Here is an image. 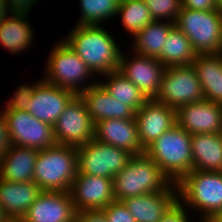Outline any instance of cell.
<instances>
[{"instance_id":"obj_1","label":"cell","mask_w":222,"mask_h":222,"mask_svg":"<svg viewBox=\"0 0 222 222\" xmlns=\"http://www.w3.org/2000/svg\"><path fill=\"white\" fill-rule=\"evenodd\" d=\"M63 40L94 74L118 70L122 51L102 25H75Z\"/></svg>"},{"instance_id":"obj_2","label":"cell","mask_w":222,"mask_h":222,"mask_svg":"<svg viewBox=\"0 0 222 222\" xmlns=\"http://www.w3.org/2000/svg\"><path fill=\"white\" fill-rule=\"evenodd\" d=\"M145 154L171 183L177 184L193 170L191 134L177 124L149 145Z\"/></svg>"},{"instance_id":"obj_3","label":"cell","mask_w":222,"mask_h":222,"mask_svg":"<svg viewBox=\"0 0 222 222\" xmlns=\"http://www.w3.org/2000/svg\"><path fill=\"white\" fill-rule=\"evenodd\" d=\"M177 188L178 201L198 212L201 222L211 221L222 210V172L192 170Z\"/></svg>"},{"instance_id":"obj_4","label":"cell","mask_w":222,"mask_h":222,"mask_svg":"<svg viewBox=\"0 0 222 222\" xmlns=\"http://www.w3.org/2000/svg\"><path fill=\"white\" fill-rule=\"evenodd\" d=\"M78 173L77 147L56 144L39 150L34 183L41 191L69 192Z\"/></svg>"},{"instance_id":"obj_5","label":"cell","mask_w":222,"mask_h":222,"mask_svg":"<svg viewBox=\"0 0 222 222\" xmlns=\"http://www.w3.org/2000/svg\"><path fill=\"white\" fill-rule=\"evenodd\" d=\"M171 181L145 153L133 155L125 167L113 177L115 201L122 202L151 192H162Z\"/></svg>"},{"instance_id":"obj_6","label":"cell","mask_w":222,"mask_h":222,"mask_svg":"<svg viewBox=\"0 0 222 222\" xmlns=\"http://www.w3.org/2000/svg\"><path fill=\"white\" fill-rule=\"evenodd\" d=\"M49 54L43 77L47 83L80 95L98 82H89L95 74L64 40L55 43Z\"/></svg>"},{"instance_id":"obj_7","label":"cell","mask_w":222,"mask_h":222,"mask_svg":"<svg viewBox=\"0 0 222 222\" xmlns=\"http://www.w3.org/2000/svg\"><path fill=\"white\" fill-rule=\"evenodd\" d=\"M174 25L188 37L197 54L222 53V8H181Z\"/></svg>"},{"instance_id":"obj_8","label":"cell","mask_w":222,"mask_h":222,"mask_svg":"<svg viewBox=\"0 0 222 222\" xmlns=\"http://www.w3.org/2000/svg\"><path fill=\"white\" fill-rule=\"evenodd\" d=\"M203 99L201 83L193 65L165 67L156 101L176 110Z\"/></svg>"},{"instance_id":"obj_9","label":"cell","mask_w":222,"mask_h":222,"mask_svg":"<svg viewBox=\"0 0 222 222\" xmlns=\"http://www.w3.org/2000/svg\"><path fill=\"white\" fill-rule=\"evenodd\" d=\"M78 172L83 175L112 178L133 156L127 150L92 139L77 147Z\"/></svg>"},{"instance_id":"obj_10","label":"cell","mask_w":222,"mask_h":222,"mask_svg":"<svg viewBox=\"0 0 222 222\" xmlns=\"http://www.w3.org/2000/svg\"><path fill=\"white\" fill-rule=\"evenodd\" d=\"M8 127L11 144L42 150L57 144L53 126L28 111L0 110Z\"/></svg>"},{"instance_id":"obj_11","label":"cell","mask_w":222,"mask_h":222,"mask_svg":"<svg viewBox=\"0 0 222 222\" xmlns=\"http://www.w3.org/2000/svg\"><path fill=\"white\" fill-rule=\"evenodd\" d=\"M95 124L80 95H76L53 125L57 144L79 147L94 138Z\"/></svg>"},{"instance_id":"obj_12","label":"cell","mask_w":222,"mask_h":222,"mask_svg":"<svg viewBox=\"0 0 222 222\" xmlns=\"http://www.w3.org/2000/svg\"><path fill=\"white\" fill-rule=\"evenodd\" d=\"M69 192L76 212L102 210L115 201L112 178L78 172Z\"/></svg>"},{"instance_id":"obj_13","label":"cell","mask_w":222,"mask_h":222,"mask_svg":"<svg viewBox=\"0 0 222 222\" xmlns=\"http://www.w3.org/2000/svg\"><path fill=\"white\" fill-rule=\"evenodd\" d=\"M128 59L122 52L118 71L136 85L147 99L157 96L165 66L156 58L139 55L135 52Z\"/></svg>"},{"instance_id":"obj_14","label":"cell","mask_w":222,"mask_h":222,"mask_svg":"<svg viewBox=\"0 0 222 222\" xmlns=\"http://www.w3.org/2000/svg\"><path fill=\"white\" fill-rule=\"evenodd\" d=\"M135 120L139 140L145 150L163 133L176 125V110L155 99H148L135 112Z\"/></svg>"},{"instance_id":"obj_15","label":"cell","mask_w":222,"mask_h":222,"mask_svg":"<svg viewBox=\"0 0 222 222\" xmlns=\"http://www.w3.org/2000/svg\"><path fill=\"white\" fill-rule=\"evenodd\" d=\"M176 124L189 134L222 133V105L203 99L176 109Z\"/></svg>"},{"instance_id":"obj_16","label":"cell","mask_w":222,"mask_h":222,"mask_svg":"<svg viewBox=\"0 0 222 222\" xmlns=\"http://www.w3.org/2000/svg\"><path fill=\"white\" fill-rule=\"evenodd\" d=\"M23 222H76L70 192L41 191L22 217Z\"/></svg>"},{"instance_id":"obj_17","label":"cell","mask_w":222,"mask_h":222,"mask_svg":"<svg viewBox=\"0 0 222 222\" xmlns=\"http://www.w3.org/2000/svg\"><path fill=\"white\" fill-rule=\"evenodd\" d=\"M75 96L74 92L41 79L33 89L27 111L36 119L53 126Z\"/></svg>"},{"instance_id":"obj_18","label":"cell","mask_w":222,"mask_h":222,"mask_svg":"<svg viewBox=\"0 0 222 222\" xmlns=\"http://www.w3.org/2000/svg\"><path fill=\"white\" fill-rule=\"evenodd\" d=\"M178 188L171 183L162 192H151L129 197L122 202L136 222H159L167 211L178 201Z\"/></svg>"},{"instance_id":"obj_19","label":"cell","mask_w":222,"mask_h":222,"mask_svg":"<svg viewBox=\"0 0 222 222\" xmlns=\"http://www.w3.org/2000/svg\"><path fill=\"white\" fill-rule=\"evenodd\" d=\"M94 139L127 150L132 155L144 154L135 117L133 119H106L95 123Z\"/></svg>"},{"instance_id":"obj_20","label":"cell","mask_w":222,"mask_h":222,"mask_svg":"<svg viewBox=\"0 0 222 222\" xmlns=\"http://www.w3.org/2000/svg\"><path fill=\"white\" fill-rule=\"evenodd\" d=\"M80 96L94 124L106 119L135 117V112L128 105L115 100L99 82L82 92Z\"/></svg>"},{"instance_id":"obj_21","label":"cell","mask_w":222,"mask_h":222,"mask_svg":"<svg viewBox=\"0 0 222 222\" xmlns=\"http://www.w3.org/2000/svg\"><path fill=\"white\" fill-rule=\"evenodd\" d=\"M39 150L11 144L0 159V179L9 182H34V168Z\"/></svg>"},{"instance_id":"obj_22","label":"cell","mask_w":222,"mask_h":222,"mask_svg":"<svg viewBox=\"0 0 222 222\" xmlns=\"http://www.w3.org/2000/svg\"><path fill=\"white\" fill-rule=\"evenodd\" d=\"M41 190L34 182L0 179V205L8 218H22Z\"/></svg>"},{"instance_id":"obj_23","label":"cell","mask_w":222,"mask_h":222,"mask_svg":"<svg viewBox=\"0 0 222 222\" xmlns=\"http://www.w3.org/2000/svg\"><path fill=\"white\" fill-rule=\"evenodd\" d=\"M192 65L204 99L222 105V53L197 54Z\"/></svg>"},{"instance_id":"obj_24","label":"cell","mask_w":222,"mask_h":222,"mask_svg":"<svg viewBox=\"0 0 222 222\" xmlns=\"http://www.w3.org/2000/svg\"><path fill=\"white\" fill-rule=\"evenodd\" d=\"M193 170L222 172V133L191 135Z\"/></svg>"},{"instance_id":"obj_25","label":"cell","mask_w":222,"mask_h":222,"mask_svg":"<svg viewBox=\"0 0 222 222\" xmlns=\"http://www.w3.org/2000/svg\"><path fill=\"white\" fill-rule=\"evenodd\" d=\"M28 21L25 15H10L1 24L0 44L2 47L13 54L27 51L29 46L34 44L32 40L35 37L31 23Z\"/></svg>"},{"instance_id":"obj_26","label":"cell","mask_w":222,"mask_h":222,"mask_svg":"<svg viewBox=\"0 0 222 222\" xmlns=\"http://www.w3.org/2000/svg\"><path fill=\"white\" fill-rule=\"evenodd\" d=\"M174 26V23L169 21H152L132 37L134 42L131 49L139 55L158 59L167 35Z\"/></svg>"},{"instance_id":"obj_27","label":"cell","mask_w":222,"mask_h":222,"mask_svg":"<svg viewBox=\"0 0 222 222\" xmlns=\"http://www.w3.org/2000/svg\"><path fill=\"white\" fill-rule=\"evenodd\" d=\"M197 52L183 32L174 26L168 33L158 60L165 66L192 65Z\"/></svg>"},{"instance_id":"obj_28","label":"cell","mask_w":222,"mask_h":222,"mask_svg":"<svg viewBox=\"0 0 222 222\" xmlns=\"http://www.w3.org/2000/svg\"><path fill=\"white\" fill-rule=\"evenodd\" d=\"M106 81H99L115 100L128 105L136 112L148 100L141 90L118 70L101 75Z\"/></svg>"},{"instance_id":"obj_29","label":"cell","mask_w":222,"mask_h":222,"mask_svg":"<svg viewBox=\"0 0 222 222\" xmlns=\"http://www.w3.org/2000/svg\"><path fill=\"white\" fill-rule=\"evenodd\" d=\"M118 15L124 30L132 37L154 21L144 0H121Z\"/></svg>"},{"instance_id":"obj_30","label":"cell","mask_w":222,"mask_h":222,"mask_svg":"<svg viewBox=\"0 0 222 222\" xmlns=\"http://www.w3.org/2000/svg\"><path fill=\"white\" fill-rule=\"evenodd\" d=\"M81 15L77 25H102L115 18L121 0H79Z\"/></svg>"},{"instance_id":"obj_31","label":"cell","mask_w":222,"mask_h":222,"mask_svg":"<svg viewBox=\"0 0 222 222\" xmlns=\"http://www.w3.org/2000/svg\"><path fill=\"white\" fill-rule=\"evenodd\" d=\"M153 20L175 23L182 8V0H144Z\"/></svg>"},{"instance_id":"obj_32","label":"cell","mask_w":222,"mask_h":222,"mask_svg":"<svg viewBox=\"0 0 222 222\" xmlns=\"http://www.w3.org/2000/svg\"><path fill=\"white\" fill-rule=\"evenodd\" d=\"M39 81L35 82L33 85H24L18 86L17 91L10 97V100L5 104L6 106L2 107V110H23L27 111L28 104L31 101V96L35 85Z\"/></svg>"},{"instance_id":"obj_33","label":"cell","mask_w":222,"mask_h":222,"mask_svg":"<svg viewBox=\"0 0 222 222\" xmlns=\"http://www.w3.org/2000/svg\"><path fill=\"white\" fill-rule=\"evenodd\" d=\"M102 210L107 222H136L123 202L114 201Z\"/></svg>"},{"instance_id":"obj_34","label":"cell","mask_w":222,"mask_h":222,"mask_svg":"<svg viewBox=\"0 0 222 222\" xmlns=\"http://www.w3.org/2000/svg\"><path fill=\"white\" fill-rule=\"evenodd\" d=\"M189 212L179 201H177L159 222H191Z\"/></svg>"},{"instance_id":"obj_35","label":"cell","mask_w":222,"mask_h":222,"mask_svg":"<svg viewBox=\"0 0 222 222\" xmlns=\"http://www.w3.org/2000/svg\"><path fill=\"white\" fill-rule=\"evenodd\" d=\"M39 0H6L8 12L11 15L29 16L30 10ZM29 12V13H28Z\"/></svg>"},{"instance_id":"obj_36","label":"cell","mask_w":222,"mask_h":222,"mask_svg":"<svg viewBox=\"0 0 222 222\" xmlns=\"http://www.w3.org/2000/svg\"><path fill=\"white\" fill-rule=\"evenodd\" d=\"M182 7L199 11L222 8L214 0H182Z\"/></svg>"},{"instance_id":"obj_37","label":"cell","mask_w":222,"mask_h":222,"mask_svg":"<svg viewBox=\"0 0 222 222\" xmlns=\"http://www.w3.org/2000/svg\"><path fill=\"white\" fill-rule=\"evenodd\" d=\"M76 222H107L103 210H83L76 212Z\"/></svg>"},{"instance_id":"obj_38","label":"cell","mask_w":222,"mask_h":222,"mask_svg":"<svg viewBox=\"0 0 222 222\" xmlns=\"http://www.w3.org/2000/svg\"><path fill=\"white\" fill-rule=\"evenodd\" d=\"M11 146V141L8 134L7 123L0 112V159L8 151Z\"/></svg>"},{"instance_id":"obj_39","label":"cell","mask_w":222,"mask_h":222,"mask_svg":"<svg viewBox=\"0 0 222 222\" xmlns=\"http://www.w3.org/2000/svg\"><path fill=\"white\" fill-rule=\"evenodd\" d=\"M8 12L6 0H0V25L10 16Z\"/></svg>"},{"instance_id":"obj_40","label":"cell","mask_w":222,"mask_h":222,"mask_svg":"<svg viewBox=\"0 0 222 222\" xmlns=\"http://www.w3.org/2000/svg\"><path fill=\"white\" fill-rule=\"evenodd\" d=\"M209 222H222V210Z\"/></svg>"},{"instance_id":"obj_41","label":"cell","mask_w":222,"mask_h":222,"mask_svg":"<svg viewBox=\"0 0 222 222\" xmlns=\"http://www.w3.org/2000/svg\"><path fill=\"white\" fill-rule=\"evenodd\" d=\"M8 217L5 215L3 208L0 205V222H4Z\"/></svg>"},{"instance_id":"obj_42","label":"cell","mask_w":222,"mask_h":222,"mask_svg":"<svg viewBox=\"0 0 222 222\" xmlns=\"http://www.w3.org/2000/svg\"><path fill=\"white\" fill-rule=\"evenodd\" d=\"M4 222H23L22 218H7Z\"/></svg>"},{"instance_id":"obj_43","label":"cell","mask_w":222,"mask_h":222,"mask_svg":"<svg viewBox=\"0 0 222 222\" xmlns=\"http://www.w3.org/2000/svg\"><path fill=\"white\" fill-rule=\"evenodd\" d=\"M220 7H222V0H214Z\"/></svg>"}]
</instances>
